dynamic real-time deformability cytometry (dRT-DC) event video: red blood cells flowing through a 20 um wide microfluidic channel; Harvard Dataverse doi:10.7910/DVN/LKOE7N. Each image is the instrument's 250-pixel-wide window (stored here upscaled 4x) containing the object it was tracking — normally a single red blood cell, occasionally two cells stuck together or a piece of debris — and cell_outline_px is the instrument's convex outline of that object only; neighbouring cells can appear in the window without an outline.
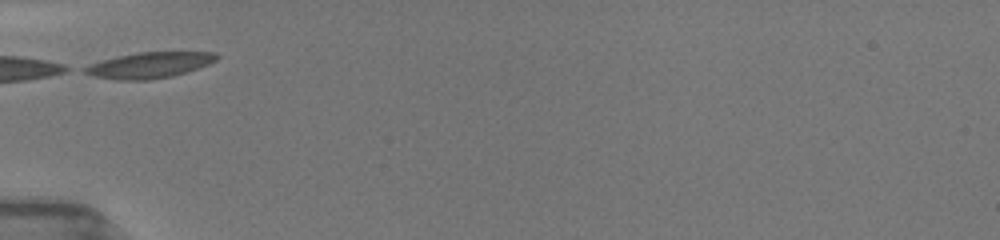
{"species": "common noctule bat (a hibernating species)", "species_latin": "Nyctalus noctula", "temperature_condition": "room temperature", "stored_images_in_passage": 3, "camera_frame_rate_fps": 3000, "um_per_image_px": 0.085, "animal": {"sex": "female", "body_mass_g": 19.5, "forearm_length_mm": 54.1}, "frame": {"image": 1, "passage_image": 1, "time_ms": 0.0, "image_size_px": [1000, 240], "cell_outline_px": [[220, 56], [216, 60], [208, 64], [172, 76], [148, 80], [116, 80], [92, 76], [84, 72], [80, 68], [88, 64], [116, 56], [136, 52], [216, 52]], "centroid_in_image_um": [12.63, 5.53], "position_along_channel_um": 72.4, "area_um2": 19.94}}